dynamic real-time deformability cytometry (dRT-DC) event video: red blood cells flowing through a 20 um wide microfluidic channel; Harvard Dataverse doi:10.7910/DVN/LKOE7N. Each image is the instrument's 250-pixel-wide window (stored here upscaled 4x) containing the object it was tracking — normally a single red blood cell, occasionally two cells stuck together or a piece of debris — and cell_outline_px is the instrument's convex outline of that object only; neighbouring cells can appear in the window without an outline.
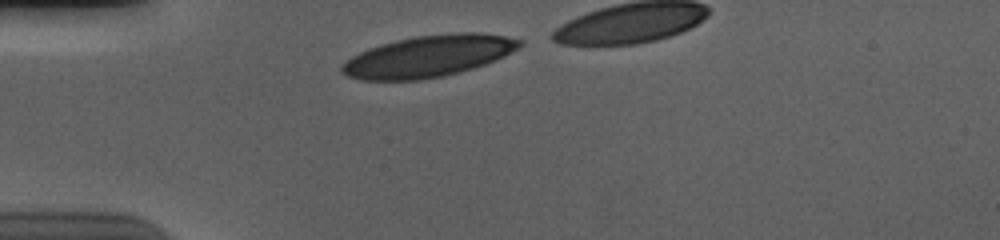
{"species": "human", "species_latin": "Homo sapiens", "temperature_condition": "cold", "stored_images_in_passage": 32, "camera_frame_rate_fps": 3000, "um_per_image_px": 0.085, "donor": {"sex": "male"}, "frame": {"image": 1, "passage_image": 1, "time_ms": 0.0, "image_size_px": [1000, 240], "cell_outline_px": [[524, 44], [520, 48], [496, 60], [460, 72], [444, 76], [420, 80], [360, 80], [348, 76], [340, 72], [340, 64], [352, 56], [368, 48], [380, 44], [396, 40], [416, 36], [452, 32], [480, 32], [504, 36], [524, 40]], "centroid_in_image_um": [36.42, 4.77], "position_along_channel_um": 48.6, "area_um2": 43.41}}
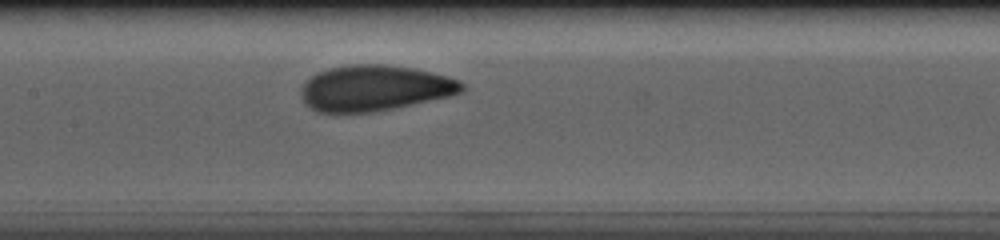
{"frame": {"image": 2, "passage_image": 13, "time_ms": 4.0, "image_size_px": [1000, 240], "cell_outline_px": [[468, 88], [464, 92], [448, 96], [396, 108], [372, 112], [316, 112], [304, 104], [300, 96], [300, 92], [304, 84], [312, 76], [328, 68], [352, 64], [384, 64], [412, 68], [432, 72], [448, 76], [460, 80]], "centroid_in_image_um": [31.87, 7.49], "position_along_channel_um": 175.5, "area_um2": 43.06}}
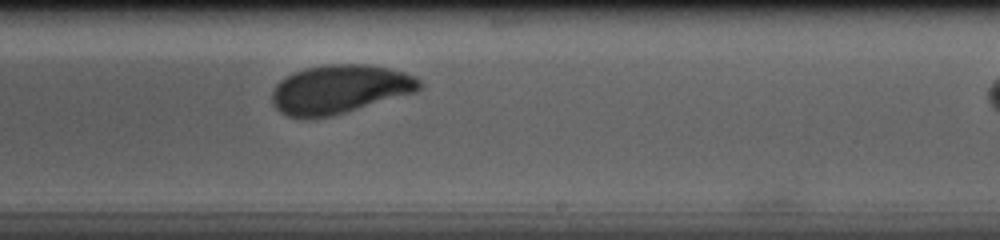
{"frame": {"image": 3, "passage_image": 20, "time_ms": 6.333, "image_size_px": [1000, 240], "cell_outline_px": [[424, 84], [416, 92], [332, 116], [308, 120], [288, 116], [280, 112], [272, 104], [272, 92], [276, 84], [284, 76], [292, 72], [304, 68], [328, 64], [368, 64], [388, 68], [404, 72], [416, 76]], "centroid_in_image_um": [28.84, 7.59], "position_along_channel_um": 260.2, "area_um2": 42.43}}